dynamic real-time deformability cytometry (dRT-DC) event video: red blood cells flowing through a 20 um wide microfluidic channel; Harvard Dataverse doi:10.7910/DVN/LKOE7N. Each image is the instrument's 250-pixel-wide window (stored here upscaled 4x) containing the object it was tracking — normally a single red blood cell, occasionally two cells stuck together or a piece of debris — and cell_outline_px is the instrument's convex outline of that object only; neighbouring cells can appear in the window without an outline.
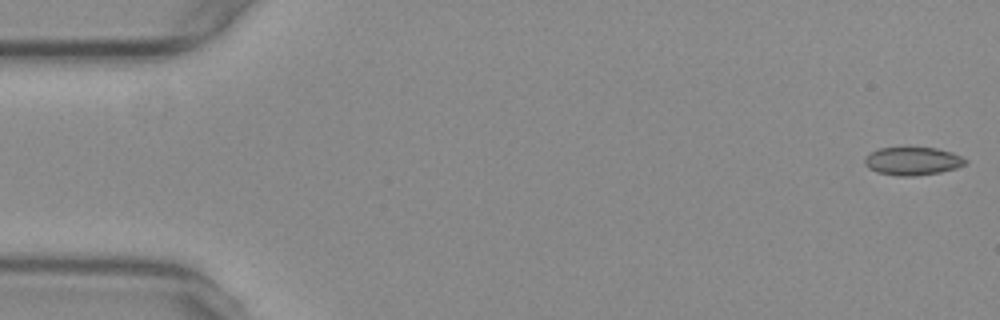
{"species": "common noctule bat (a hibernating species)", "species_latin": "Nyctalus noctula", "temperature_condition": "warm", "stored_images_in_passage": 55, "camera_frame_rate_fps": 3000, "um_per_image_px": 0.085, "animal": {"sex": "female", "body_mass_g": 29.2, "forearm_length_mm": 56.3}, "frame": {"image": 1, "passage_image": 1, "time_ms": 0.0, "image_size_px": [1000, 320], "cell_outline_px": [[968, 160], [964, 164], [956, 168], [940, 172], [912, 176], [900, 176], [876, 172], [868, 168], [864, 164], [864, 160], [872, 152], [880, 148], [936, 148], [952, 152]], "centroid_in_image_um": [77.57, 13.7], "position_along_channel_um": 7.4, "area_um2": 16.24}}
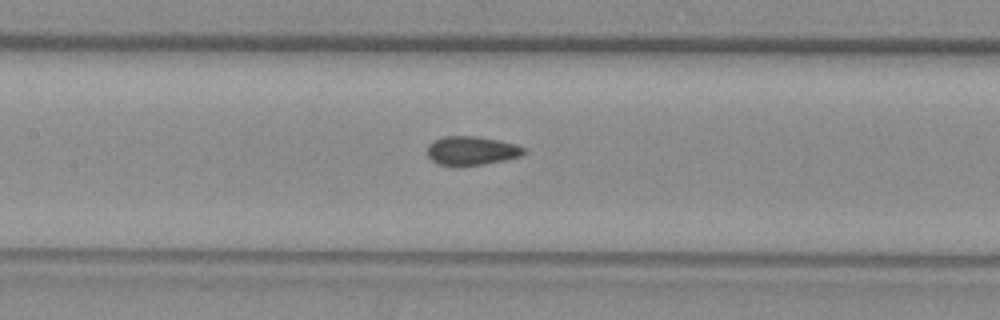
{"frame": {"image": 2, "passage_image": 25, "time_ms": 8.0, "image_size_px": [1000, 320], "cell_outline_px": [[528, 152], [520, 156], [504, 160], [480, 164], [440, 164], [432, 160], [428, 156], [428, 144], [444, 136], [472, 136], [500, 140], [516, 144], [528, 148]], "centroid_in_image_um": [40.16, 12.78], "position_along_channel_um": 167.2, "area_um2": 15.9}}
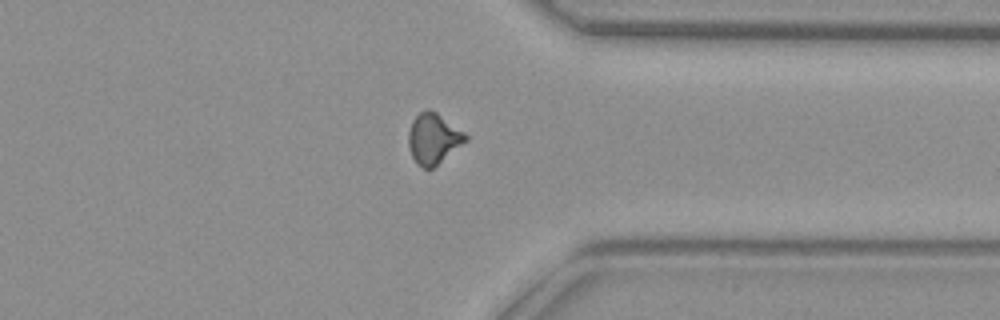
{"frame": {"image": 3, "passage_image": 42, "time_ms": 13.667, "image_size_px": [1000, 320], "cell_outline_px": [[468, 140], [432, 168], [424, 168], [416, 164], [408, 148], [408, 132], [412, 120], [420, 112], [428, 108], [436, 112], [464, 132], [468, 136]], "centroid_in_image_um": [36.82, 11.78], "position_along_channel_um": 374.6, "area_um2": 16.76}, "authors_computed_cell_mechanics": {"area_um2": 16.2996, "velocity_mm_per_s": 3.7563, "shape_relaxation_time_tau1_ms": null, "shape_relaxation_time_tau2_ms": 1.6007, "deformation_change_tau1": null, "deformation_change_tau2": 0.068}}